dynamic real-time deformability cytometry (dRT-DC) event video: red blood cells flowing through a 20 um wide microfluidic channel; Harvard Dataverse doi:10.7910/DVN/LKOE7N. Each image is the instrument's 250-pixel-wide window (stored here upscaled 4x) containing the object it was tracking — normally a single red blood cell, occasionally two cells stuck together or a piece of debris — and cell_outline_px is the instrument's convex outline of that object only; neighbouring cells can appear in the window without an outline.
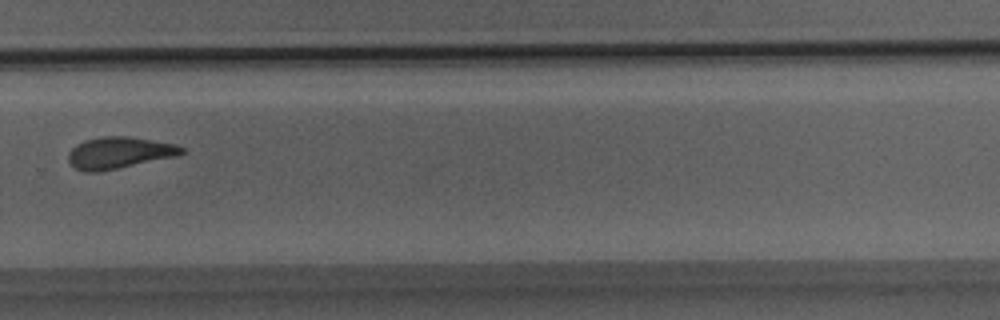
{"species": "Egyptian fruit bat (a non-hibernating species)", "species_latin": "Rousettus aegyptiacus", "temperature_condition": "room temperature", "stored_images_in_passage": 27, "camera_frame_rate_fps": 3000, "um_per_image_px": 0.085, "animal": {"sex": "male"}, "frame": {"image": 1, "passage_image": 16, "time_ms": 5.0, "image_size_px": [1000, 320], "cell_outline_px": [[184, 152], [180, 156], [96, 172], [84, 172], [76, 168], [68, 160], [68, 152], [76, 144], [84, 140], [100, 136], [124, 136], [152, 140], [176, 144], [184, 148]], "centroid_in_image_um": [10.14, 12.98], "position_along_channel_um": 319.7, "area_um2": 20.92}}
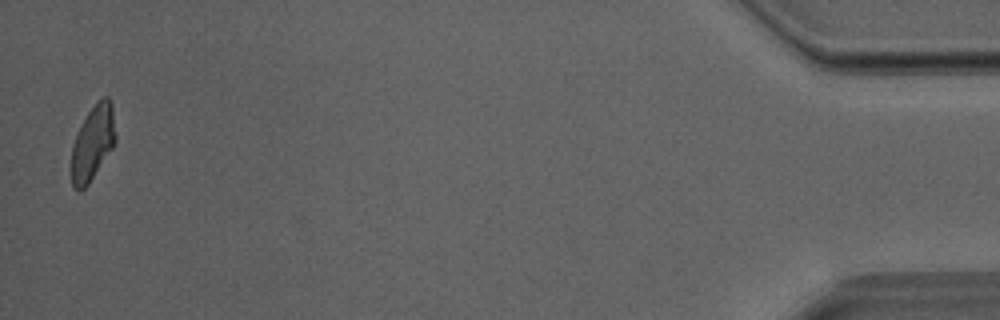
{"frame": {"image": 2, "passage_image": 27, "time_ms": 8.667, "image_size_px": [1000, 320], "cell_outline_px": [[116, 140], [112, 148], [88, 184], [80, 192], [72, 188], [72, 144], [76, 132], [88, 112], [104, 96], [108, 96], [112, 104], [116, 136]], "centroid_in_image_um": [7.88, 12.16], "position_along_channel_um": 427.3, "area_um2": 19.07}}